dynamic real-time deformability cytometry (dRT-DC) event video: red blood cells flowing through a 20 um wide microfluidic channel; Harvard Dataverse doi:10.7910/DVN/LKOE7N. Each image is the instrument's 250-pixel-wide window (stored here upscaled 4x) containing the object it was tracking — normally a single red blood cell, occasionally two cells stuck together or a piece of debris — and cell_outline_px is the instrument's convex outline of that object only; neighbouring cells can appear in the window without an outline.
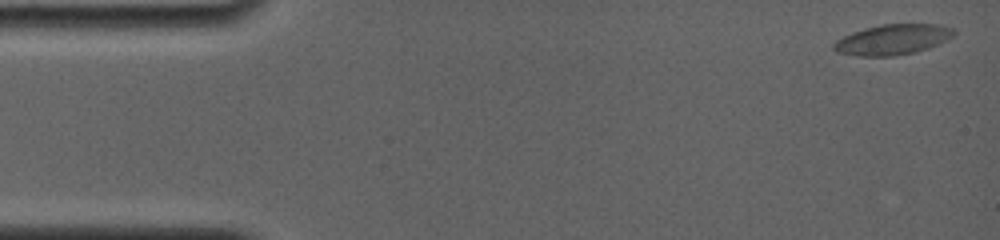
{"species": "common noctule bat (a hibernating species)", "species_latin": "Nyctalus noctula", "temperature_condition": "room temperature", "stored_images_in_passage": 12, "camera_frame_rate_fps": 4000, "um_per_image_px": 0.085, "animal": {"sex": "female", "body_mass_g": 19.0, "forearm_length_mm": 56.7}, "frame": {"image": 1, "passage_image": 1, "time_ms": 0.0, "image_size_px": [1000, 240], "cell_outline_px": [[956, 32], [952, 36], [928, 48], [916, 52], [892, 56], [856, 56], [836, 52], [832, 48], [832, 44], [836, 40], [852, 32], [864, 28], [880, 24], [940, 24], [952, 28]], "centroid_in_image_um": [75.82, 3.36], "position_along_channel_um": 9.2, "area_um2": 21.27}}
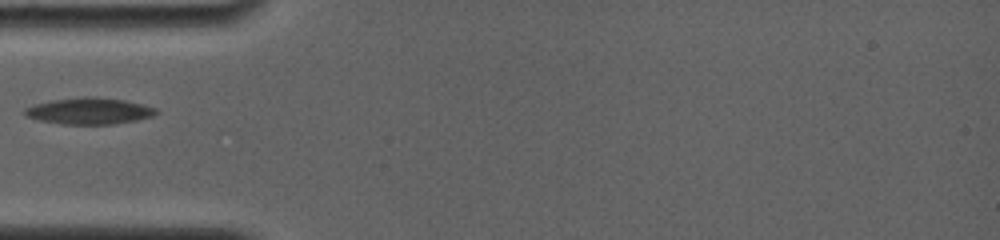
{"frame": {"image": 2, "passage_image": 9, "time_ms": 5.0, "image_size_px": [1000, 240], "cell_outline_px": [[156, 112], [152, 116], [136, 120], [112, 124], [60, 124], [40, 120], [24, 116], [24, 108], [36, 104], [52, 100], [84, 96], [96, 96], [124, 100], [156, 108]], "centroid_in_image_um": [7.54, 9.43], "position_along_channel_um": 77.5, "area_um2": 20.11}}
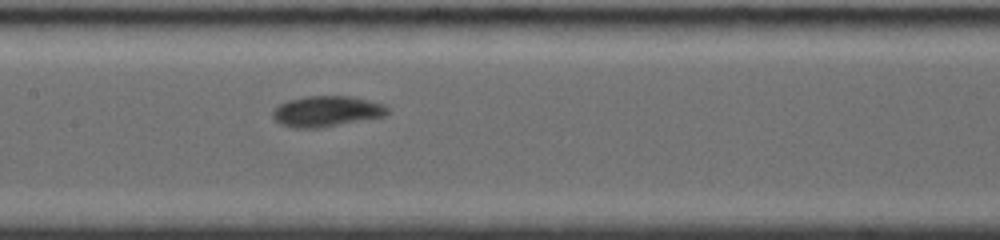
{"frame": {"image": 3, "passage_image": 12, "time_ms": 7.75, "image_size_px": [1000, 240], "cell_outline_px": [[388, 112], [384, 116], [316, 128], [296, 128], [280, 124], [272, 116], [272, 112], [280, 104], [288, 100], [308, 96], [352, 96], [384, 104], [388, 108]], "centroid_in_image_um": [27.75, 9.45], "position_along_channel_um": 179.7, "area_um2": 20.23}}